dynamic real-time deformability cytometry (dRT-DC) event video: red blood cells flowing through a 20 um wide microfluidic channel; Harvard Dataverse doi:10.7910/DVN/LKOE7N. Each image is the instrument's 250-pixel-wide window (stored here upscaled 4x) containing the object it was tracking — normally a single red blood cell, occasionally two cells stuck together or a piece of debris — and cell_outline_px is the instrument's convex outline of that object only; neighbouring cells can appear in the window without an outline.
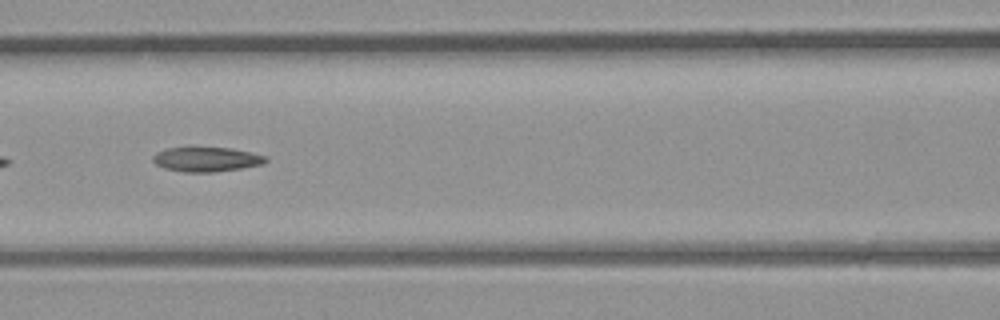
{"species": "common noctule bat (a hibernating species)", "species_latin": "Nyctalus noctula", "temperature_condition": "room temperature", "stored_images_in_passage": 33, "camera_frame_rate_fps": 3000, "um_per_image_px": 0.085, "animal": {"sex": "male", "body_mass_g": 23.1, "forearm_length_mm": 52.7}, "frame": {"image": 1, "passage_image": 10, "time_ms": 3.0, "image_size_px": [1000, 320], "cell_outline_px": [[268, 160], [260, 164], [240, 168], [212, 172], [184, 172], [164, 168], [156, 164], [152, 160], [152, 156], [156, 152], [168, 148], [228, 148], [252, 152], [268, 156]], "centroid_in_image_um": [17.54, 13.54], "position_along_channel_um": 149.1, "area_um2": 15.95}}
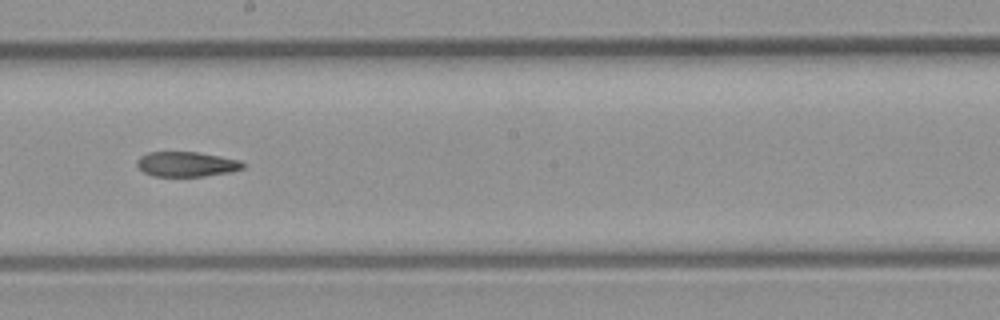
{"frame": {"image": 2, "passage_image": 15, "time_ms": 4.667, "image_size_px": [1000, 320], "cell_outline_px": [[244, 168], [228, 172], [204, 176], [152, 176], [144, 172], [136, 164], [136, 160], [140, 156], [148, 152], [196, 152], [220, 156], [240, 160], [244, 164]], "centroid_in_image_um": [15.83, 13.95], "position_along_channel_um": 232.4, "area_um2": 15.32}}